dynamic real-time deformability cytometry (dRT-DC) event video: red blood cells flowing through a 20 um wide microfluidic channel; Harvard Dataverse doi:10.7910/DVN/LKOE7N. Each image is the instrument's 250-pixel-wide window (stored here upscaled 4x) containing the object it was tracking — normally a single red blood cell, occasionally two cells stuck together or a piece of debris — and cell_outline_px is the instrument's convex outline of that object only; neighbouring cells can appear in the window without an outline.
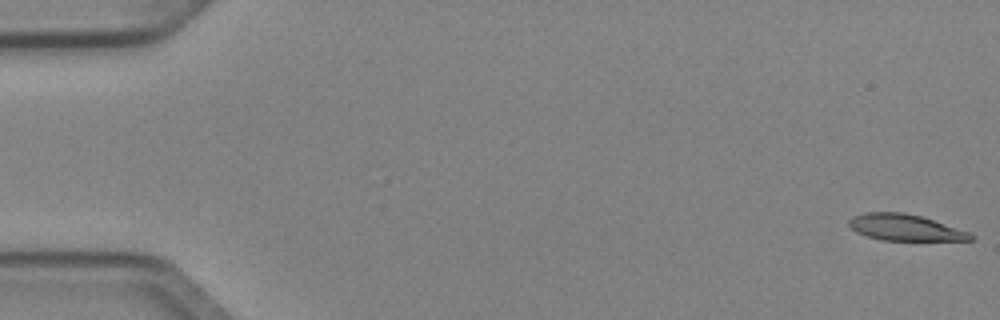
{"species": "Egyptian fruit bat (a non-hibernating species)", "species_latin": "Rousettus aegyptiacus", "temperature_condition": "cold", "stored_images_in_passage": 51, "camera_frame_rate_fps": 3000, "um_per_image_px": 0.085, "animal": {"sex": "female"}, "frame": {"image": 1, "passage_image": 1, "time_ms": 0.0, "image_size_px": [1000, 320], "cell_outline_px": [[972, 240], [880, 240], [856, 232], [848, 224], [848, 220], [852, 216], [864, 212], [904, 212], [920, 216], [968, 232], [972, 236]], "centroid_in_image_um": [76.84, 19.33], "position_along_channel_um": 8.2, "area_um2": 18.32}}
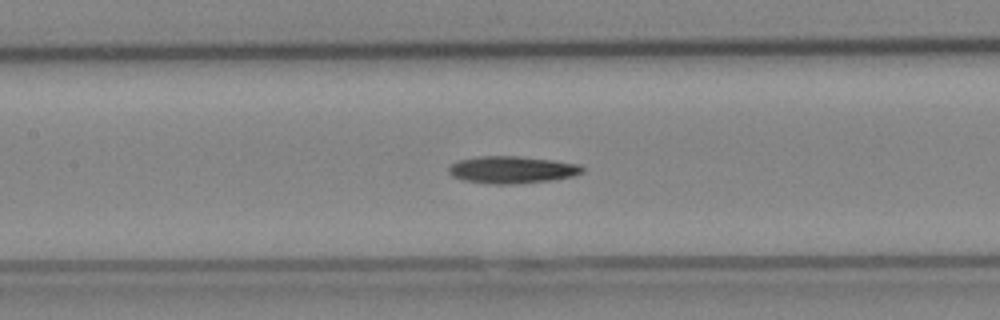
{"frame": {"image": 2, "passage_image": 24, "time_ms": 7.667, "image_size_px": [1000, 320], "cell_outline_px": [[584, 172], [572, 176], [552, 180], [516, 184], [492, 184], [464, 180], [452, 176], [448, 172], [448, 168], [456, 160], [480, 156], [520, 156], [552, 160], [580, 164], [584, 168]], "centroid_in_image_um": [43.52, 14.42], "position_along_channel_um": 163.9, "area_um2": 21.27}}
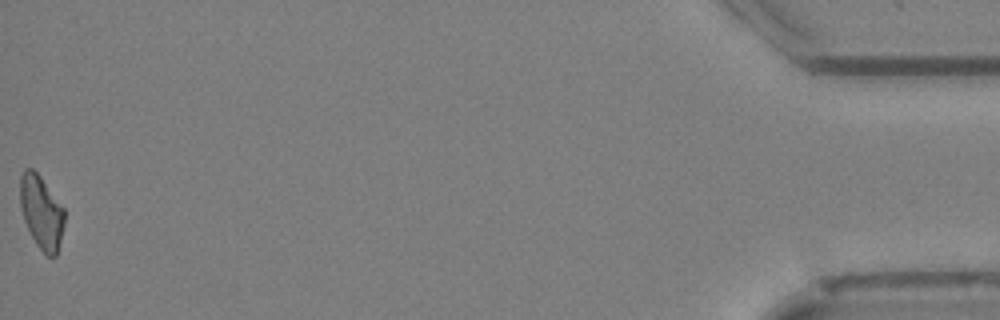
{"frame": {"image": 3, "passage_image": 51, "time_ms": 16.667, "image_size_px": [1000, 320], "cell_outline_px": [[64, 224], [56, 256], [44, 256], [36, 244], [24, 220], [20, 204], [20, 176], [24, 168], [32, 168], [40, 176], [64, 208]], "centroid_in_image_um": [3.51, 18.03], "position_along_channel_um": 431.7, "area_um2": 18.84}, "authors_computed_cell_mechanics": {"area_um2": 19.9988, "velocity_mm_per_s": 4.0509, "shape_relaxation_time_tau1_ms": 7.9881, "shape_relaxation_time_tau2_ms": null, "deformation_change_tau1": 0.2023, "deformation_change_tau2": null}}